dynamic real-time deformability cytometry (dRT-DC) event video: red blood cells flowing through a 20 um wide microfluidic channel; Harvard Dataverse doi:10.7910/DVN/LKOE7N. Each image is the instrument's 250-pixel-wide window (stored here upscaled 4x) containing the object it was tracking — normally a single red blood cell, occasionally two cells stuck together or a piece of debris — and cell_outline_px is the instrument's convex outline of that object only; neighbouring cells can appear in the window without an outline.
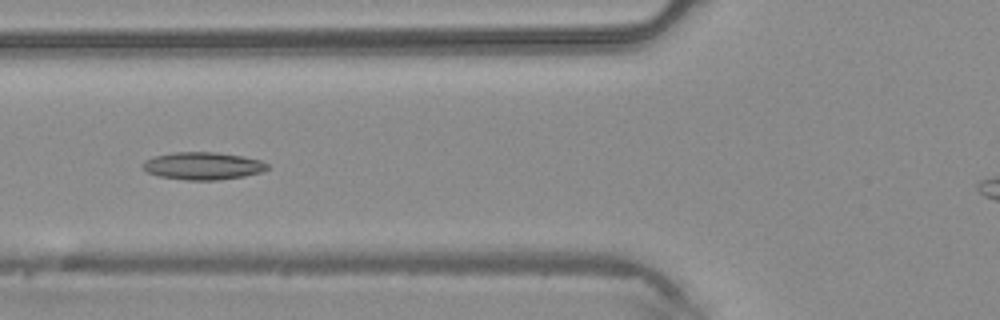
{"species": "common noctule bat (a hibernating species)", "species_latin": "Nyctalus noctula", "temperature_condition": "warm", "stored_images_in_passage": 42, "camera_frame_rate_fps": 3000, "um_per_image_px": 0.085, "animal": {"sex": "male", "body_mass_g": 20.4}, "frame": {"image": 1, "passage_image": 18, "time_ms": 5.667, "image_size_px": [1000, 320], "cell_outline_px": [[268, 168], [260, 172], [244, 176], [216, 180], [188, 180], [160, 176], [148, 172], [140, 164], [144, 160], [152, 156], [176, 152], [216, 152], [244, 156], [260, 160], [268, 164]], "centroid_in_image_um": [17.22, 14.09], "position_along_channel_um": 108.6, "area_um2": 19.94}}
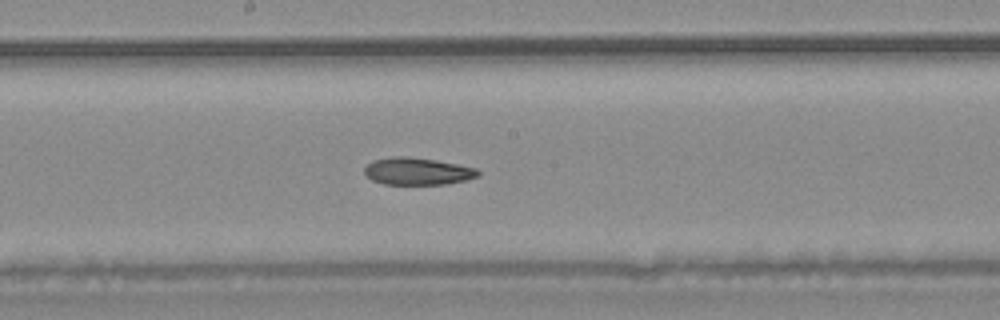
{"frame": {"image": 2, "passage_image": 25, "time_ms": 8.0, "image_size_px": [1000, 320], "cell_outline_px": [[480, 176], [448, 184], [384, 184], [372, 180], [364, 172], [364, 168], [372, 160], [396, 156], [404, 156], [436, 160], [476, 168], [480, 172]], "centroid_in_image_um": [35.48, 14.56], "position_along_channel_um": 212.7, "area_um2": 17.92}}
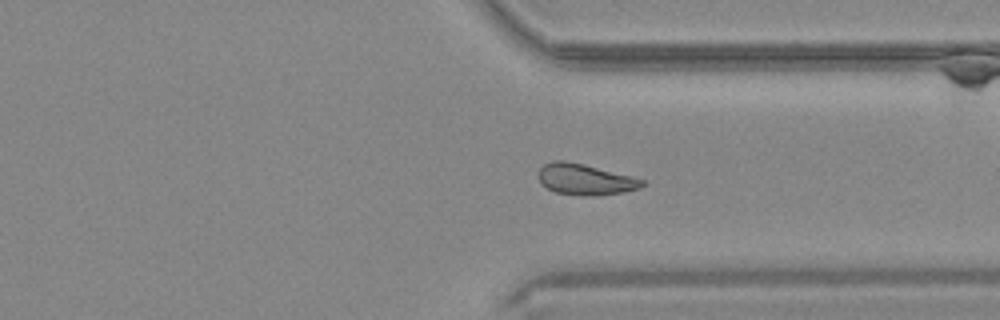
{"frame": {"image": 3, "passage_image": 35, "time_ms": 11.333, "image_size_px": [1000, 320], "cell_outline_px": [[644, 184], [640, 188], [624, 192], [596, 196], [584, 196], [556, 192], [540, 184], [536, 176], [536, 172], [544, 164], [552, 160], [564, 160], [584, 164], [632, 176], [644, 180]], "centroid_in_image_um": [49.69, 15.24], "position_along_channel_um": 361.7, "area_um2": 19.02}}